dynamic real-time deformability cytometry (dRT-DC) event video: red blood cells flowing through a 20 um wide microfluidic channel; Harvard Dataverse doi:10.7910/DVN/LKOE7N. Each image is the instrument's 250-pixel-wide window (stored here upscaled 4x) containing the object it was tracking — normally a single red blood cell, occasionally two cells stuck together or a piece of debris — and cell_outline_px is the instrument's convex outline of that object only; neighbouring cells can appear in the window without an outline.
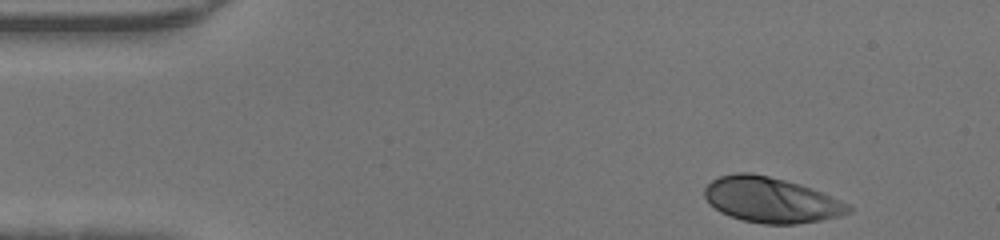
{"species": "human", "species_latin": "Homo sapiens", "temperature_condition": "warm", "stored_images_in_passage": 34, "camera_frame_rate_fps": 3000, "um_per_image_px": 0.085, "donor": {"sex": "male"}, "frame": {"image": 1, "passage_image": 1, "time_ms": 0.0, "image_size_px": [1000, 240], "cell_outline_px": [[852, 212], [840, 216], [820, 220], [796, 224], [764, 224], [744, 220], [720, 212], [704, 196], [704, 188], [712, 180], [720, 176], [736, 172], [748, 172], [768, 176], [800, 184], [840, 200], [848, 204], [852, 208]], "centroid_in_image_um": [65.54, 16.99], "position_along_channel_um": 19.5, "area_um2": 37.63}}
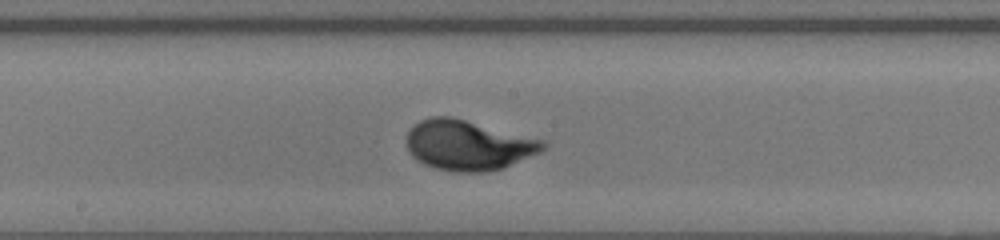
{"frame": {"image": 2, "passage_image": 20, "time_ms": 6.333, "image_size_px": [1000, 240], "cell_outline_px": [[548, 148], [540, 152], [504, 168], [488, 172], [452, 172], [436, 168], [424, 164], [416, 160], [412, 156], [404, 140], [408, 132], [420, 120], [428, 116], [452, 116], [544, 140], [548, 144]], "centroid_in_image_um": [39.8, 12.34], "position_along_channel_um": 208.4, "area_um2": 40.23}}
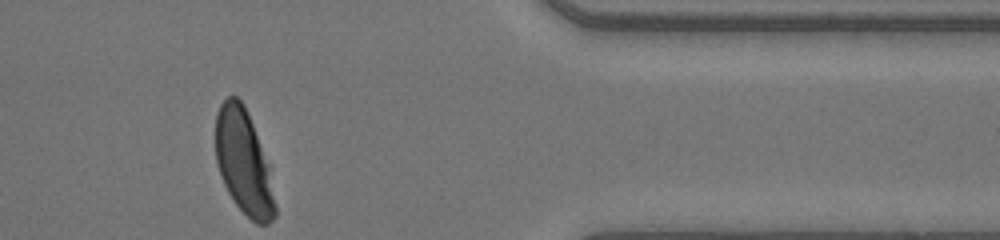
{"frame": {"image": 3, "passage_image": 34, "time_ms": 11.0, "image_size_px": [1000, 240], "cell_outline_px": [[276, 216], [268, 224], [256, 224], [236, 204], [228, 192], [220, 176], [216, 164], [216, 112], [220, 104], [228, 96], [236, 96], [244, 104], [268, 164], [276, 208]], "centroid_in_image_um": [20.69, 13.79], "position_along_channel_um": 390.7, "area_um2": 35.84}}